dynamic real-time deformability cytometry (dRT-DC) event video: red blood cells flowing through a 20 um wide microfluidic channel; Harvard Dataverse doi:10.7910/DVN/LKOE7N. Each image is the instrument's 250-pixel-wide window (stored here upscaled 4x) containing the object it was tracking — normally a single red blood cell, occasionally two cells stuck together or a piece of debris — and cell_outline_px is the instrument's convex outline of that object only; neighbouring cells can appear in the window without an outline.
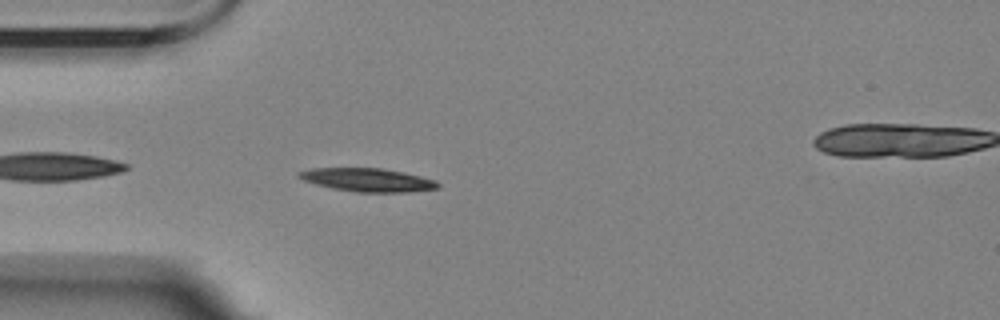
{"species": "Egyptian fruit bat (a non-hibernating species)", "species_latin": "Rousettus aegyptiacus", "temperature_condition": "room temperature", "stored_images_in_passage": 6, "segment_of_instrument_passage": [1, 2], "camera_frame_rate_fps": 3000, "um_per_image_px": 0.085, "animal": {"sex": "female"}, "frame": {"image": 1, "passage_image": 5, "time_ms": 3.667, "image_size_px": [1000, 320], "cell_outline_px": [[440, 188], [408, 192], [356, 192], [332, 188], [316, 184], [304, 180], [296, 176], [296, 172], [312, 168], [384, 168], [404, 172], [436, 180], [440, 184]], "centroid_in_image_um": [31.26, 15.29], "position_along_channel_um": 53.7, "area_um2": 19.02}}